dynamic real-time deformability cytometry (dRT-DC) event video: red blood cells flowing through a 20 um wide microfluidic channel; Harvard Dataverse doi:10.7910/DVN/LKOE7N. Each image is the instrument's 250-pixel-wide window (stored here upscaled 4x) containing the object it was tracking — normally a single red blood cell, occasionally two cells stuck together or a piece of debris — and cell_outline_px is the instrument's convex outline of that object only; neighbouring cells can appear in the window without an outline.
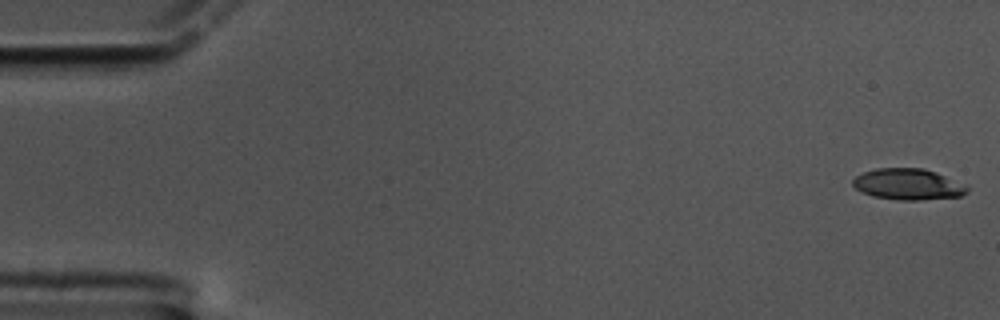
{"species": "common noctule bat (a hibernating species)", "species_latin": "Nyctalus noctula", "temperature_condition": "cold", "stored_images_in_passage": 18, "camera_frame_rate_fps": 3000, "um_per_image_px": 0.085, "animal": {"sex": "male", "body_mass_g": 17.5, "forearm_length_mm": 52.3}, "frame": {"image": 1, "passage_image": 1, "time_ms": 0.0, "image_size_px": [1000, 320], "cell_outline_px": [[968, 192], [960, 196], [920, 200], [900, 200], [872, 196], [856, 188], [852, 184], [852, 180], [856, 176], [864, 172], [876, 168], [924, 168], [936, 172], [968, 184]], "centroid_in_image_um": [77.23, 15.65], "position_along_channel_um": 7.8, "area_um2": 20.87}}